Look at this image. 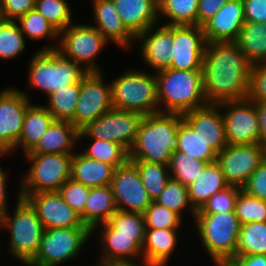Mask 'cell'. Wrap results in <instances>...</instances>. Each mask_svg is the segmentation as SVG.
I'll list each match as a JSON object with an SVG mask.
<instances>
[{"label": "cell", "mask_w": 266, "mask_h": 266, "mask_svg": "<svg viewBox=\"0 0 266 266\" xmlns=\"http://www.w3.org/2000/svg\"><path fill=\"white\" fill-rule=\"evenodd\" d=\"M25 39L28 41H47L40 50H56L59 42V32L36 9L16 20Z\"/></svg>", "instance_id": "cell-32"}, {"label": "cell", "mask_w": 266, "mask_h": 266, "mask_svg": "<svg viewBox=\"0 0 266 266\" xmlns=\"http://www.w3.org/2000/svg\"><path fill=\"white\" fill-rule=\"evenodd\" d=\"M110 83L113 108L138 112L143 116L159 112L155 73L129 67Z\"/></svg>", "instance_id": "cell-6"}, {"label": "cell", "mask_w": 266, "mask_h": 266, "mask_svg": "<svg viewBox=\"0 0 266 266\" xmlns=\"http://www.w3.org/2000/svg\"><path fill=\"white\" fill-rule=\"evenodd\" d=\"M117 210L110 185L92 187L85 204L84 225L92 231L96 226L106 223Z\"/></svg>", "instance_id": "cell-30"}, {"label": "cell", "mask_w": 266, "mask_h": 266, "mask_svg": "<svg viewBox=\"0 0 266 266\" xmlns=\"http://www.w3.org/2000/svg\"><path fill=\"white\" fill-rule=\"evenodd\" d=\"M72 23L59 33L57 51L79 64L85 71L104 72L98 58L110 44L103 35L89 23Z\"/></svg>", "instance_id": "cell-9"}, {"label": "cell", "mask_w": 266, "mask_h": 266, "mask_svg": "<svg viewBox=\"0 0 266 266\" xmlns=\"http://www.w3.org/2000/svg\"><path fill=\"white\" fill-rule=\"evenodd\" d=\"M79 130L70 121L54 120L26 154H73L79 147Z\"/></svg>", "instance_id": "cell-25"}, {"label": "cell", "mask_w": 266, "mask_h": 266, "mask_svg": "<svg viewBox=\"0 0 266 266\" xmlns=\"http://www.w3.org/2000/svg\"><path fill=\"white\" fill-rule=\"evenodd\" d=\"M235 42L252 65L266 62V23L245 22Z\"/></svg>", "instance_id": "cell-33"}, {"label": "cell", "mask_w": 266, "mask_h": 266, "mask_svg": "<svg viewBox=\"0 0 266 266\" xmlns=\"http://www.w3.org/2000/svg\"><path fill=\"white\" fill-rule=\"evenodd\" d=\"M242 190L252 197L266 201V158L252 173Z\"/></svg>", "instance_id": "cell-49"}, {"label": "cell", "mask_w": 266, "mask_h": 266, "mask_svg": "<svg viewBox=\"0 0 266 266\" xmlns=\"http://www.w3.org/2000/svg\"><path fill=\"white\" fill-rule=\"evenodd\" d=\"M251 68L236 42L207 43L202 75L208 104L245 99Z\"/></svg>", "instance_id": "cell-1"}, {"label": "cell", "mask_w": 266, "mask_h": 266, "mask_svg": "<svg viewBox=\"0 0 266 266\" xmlns=\"http://www.w3.org/2000/svg\"><path fill=\"white\" fill-rule=\"evenodd\" d=\"M176 150L192 156L199 161L207 163L217 161L218 153L184 119L178 126Z\"/></svg>", "instance_id": "cell-35"}, {"label": "cell", "mask_w": 266, "mask_h": 266, "mask_svg": "<svg viewBox=\"0 0 266 266\" xmlns=\"http://www.w3.org/2000/svg\"><path fill=\"white\" fill-rule=\"evenodd\" d=\"M64 201L76 211L84 223L85 204L90 194V187L68 179L58 191Z\"/></svg>", "instance_id": "cell-47"}, {"label": "cell", "mask_w": 266, "mask_h": 266, "mask_svg": "<svg viewBox=\"0 0 266 266\" xmlns=\"http://www.w3.org/2000/svg\"><path fill=\"white\" fill-rule=\"evenodd\" d=\"M91 266H150L143 261L140 262H94Z\"/></svg>", "instance_id": "cell-56"}, {"label": "cell", "mask_w": 266, "mask_h": 266, "mask_svg": "<svg viewBox=\"0 0 266 266\" xmlns=\"http://www.w3.org/2000/svg\"><path fill=\"white\" fill-rule=\"evenodd\" d=\"M14 197V209L0 214V231H6L8 237L5 246L7 254L22 266H27L36 256L41 245L44 226L36 211L22 199L20 194V179Z\"/></svg>", "instance_id": "cell-2"}, {"label": "cell", "mask_w": 266, "mask_h": 266, "mask_svg": "<svg viewBox=\"0 0 266 266\" xmlns=\"http://www.w3.org/2000/svg\"><path fill=\"white\" fill-rule=\"evenodd\" d=\"M93 13L90 25L94 26L103 37L116 45L123 52L130 53L135 48V36L123 24L112 0H91ZM94 22V23H93Z\"/></svg>", "instance_id": "cell-20"}, {"label": "cell", "mask_w": 266, "mask_h": 266, "mask_svg": "<svg viewBox=\"0 0 266 266\" xmlns=\"http://www.w3.org/2000/svg\"><path fill=\"white\" fill-rule=\"evenodd\" d=\"M207 40L202 26L173 25L171 46L174 70H202Z\"/></svg>", "instance_id": "cell-17"}, {"label": "cell", "mask_w": 266, "mask_h": 266, "mask_svg": "<svg viewBox=\"0 0 266 266\" xmlns=\"http://www.w3.org/2000/svg\"><path fill=\"white\" fill-rule=\"evenodd\" d=\"M126 28L136 37L159 23L158 0H112Z\"/></svg>", "instance_id": "cell-26"}, {"label": "cell", "mask_w": 266, "mask_h": 266, "mask_svg": "<svg viewBox=\"0 0 266 266\" xmlns=\"http://www.w3.org/2000/svg\"><path fill=\"white\" fill-rule=\"evenodd\" d=\"M31 56L26 67V86L46 97L64 86L79 83L88 73L57 50L38 49Z\"/></svg>", "instance_id": "cell-5"}, {"label": "cell", "mask_w": 266, "mask_h": 266, "mask_svg": "<svg viewBox=\"0 0 266 266\" xmlns=\"http://www.w3.org/2000/svg\"><path fill=\"white\" fill-rule=\"evenodd\" d=\"M29 43L15 20L0 18V60H13L21 56Z\"/></svg>", "instance_id": "cell-39"}, {"label": "cell", "mask_w": 266, "mask_h": 266, "mask_svg": "<svg viewBox=\"0 0 266 266\" xmlns=\"http://www.w3.org/2000/svg\"><path fill=\"white\" fill-rule=\"evenodd\" d=\"M266 254V222L242 224L237 236L235 256Z\"/></svg>", "instance_id": "cell-38"}, {"label": "cell", "mask_w": 266, "mask_h": 266, "mask_svg": "<svg viewBox=\"0 0 266 266\" xmlns=\"http://www.w3.org/2000/svg\"><path fill=\"white\" fill-rule=\"evenodd\" d=\"M246 22L266 23V0H242Z\"/></svg>", "instance_id": "cell-51"}, {"label": "cell", "mask_w": 266, "mask_h": 266, "mask_svg": "<svg viewBox=\"0 0 266 266\" xmlns=\"http://www.w3.org/2000/svg\"><path fill=\"white\" fill-rule=\"evenodd\" d=\"M259 126L261 132V143L266 145V102L257 103Z\"/></svg>", "instance_id": "cell-55"}, {"label": "cell", "mask_w": 266, "mask_h": 266, "mask_svg": "<svg viewBox=\"0 0 266 266\" xmlns=\"http://www.w3.org/2000/svg\"><path fill=\"white\" fill-rule=\"evenodd\" d=\"M159 112L185 113L208 104L202 70L165 69L155 73Z\"/></svg>", "instance_id": "cell-4"}, {"label": "cell", "mask_w": 266, "mask_h": 266, "mask_svg": "<svg viewBox=\"0 0 266 266\" xmlns=\"http://www.w3.org/2000/svg\"><path fill=\"white\" fill-rule=\"evenodd\" d=\"M36 0H0V18L17 20L35 9Z\"/></svg>", "instance_id": "cell-50"}, {"label": "cell", "mask_w": 266, "mask_h": 266, "mask_svg": "<svg viewBox=\"0 0 266 266\" xmlns=\"http://www.w3.org/2000/svg\"><path fill=\"white\" fill-rule=\"evenodd\" d=\"M13 155L10 151L0 149V158H7ZM7 156V157H6ZM8 172V173H7ZM9 171L4 169V167L0 163V214L4 213L6 210L10 208V204L8 202V185L9 184ZM8 187V188H7Z\"/></svg>", "instance_id": "cell-52"}, {"label": "cell", "mask_w": 266, "mask_h": 266, "mask_svg": "<svg viewBox=\"0 0 266 266\" xmlns=\"http://www.w3.org/2000/svg\"><path fill=\"white\" fill-rule=\"evenodd\" d=\"M0 240H1V239H0ZM0 246H2V245H1V242H0ZM2 251L4 252L5 250H2V247H0V257H1ZM0 260H1V258H0Z\"/></svg>", "instance_id": "cell-58"}, {"label": "cell", "mask_w": 266, "mask_h": 266, "mask_svg": "<svg viewBox=\"0 0 266 266\" xmlns=\"http://www.w3.org/2000/svg\"><path fill=\"white\" fill-rule=\"evenodd\" d=\"M198 5L199 0H158L159 23L197 25Z\"/></svg>", "instance_id": "cell-34"}, {"label": "cell", "mask_w": 266, "mask_h": 266, "mask_svg": "<svg viewBox=\"0 0 266 266\" xmlns=\"http://www.w3.org/2000/svg\"><path fill=\"white\" fill-rule=\"evenodd\" d=\"M21 197L36 211L45 230L51 228H88L58 191L21 194Z\"/></svg>", "instance_id": "cell-18"}, {"label": "cell", "mask_w": 266, "mask_h": 266, "mask_svg": "<svg viewBox=\"0 0 266 266\" xmlns=\"http://www.w3.org/2000/svg\"><path fill=\"white\" fill-rule=\"evenodd\" d=\"M70 5L68 0H36L35 9L60 33L75 22Z\"/></svg>", "instance_id": "cell-43"}, {"label": "cell", "mask_w": 266, "mask_h": 266, "mask_svg": "<svg viewBox=\"0 0 266 266\" xmlns=\"http://www.w3.org/2000/svg\"><path fill=\"white\" fill-rule=\"evenodd\" d=\"M181 114L157 112L143 116L136 139L129 150V160L148 161L168 165L176 151Z\"/></svg>", "instance_id": "cell-3"}, {"label": "cell", "mask_w": 266, "mask_h": 266, "mask_svg": "<svg viewBox=\"0 0 266 266\" xmlns=\"http://www.w3.org/2000/svg\"><path fill=\"white\" fill-rule=\"evenodd\" d=\"M172 44L173 25L158 23L135 37V46H139L140 52L137 54L153 73L170 68Z\"/></svg>", "instance_id": "cell-19"}, {"label": "cell", "mask_w": 266, "mask_h": 266, "mask_svg": "<svg viewBox=\"0 0 266 266\" xmlns=\"http://www.w3.org/2000/svg\"><path fill=\"white\" fill-rule=\"evenodd\" d=\"M140 173L145 190L152 201H156L171 179L168 165L148 161H132Z\"/></svg>", "instance_id": "cell-41"}, {"label": "cell", "mask_w": 266, "mask_h": 266, "mask_svg": "<svg viewBox=\"0 0 266 266\" xmlns=\"http://www.w3.org/2000/svg\"><path fill=\"white\" fill-rule=\"evenodd\" d=\"M155 202L177 213L183 220L184 218L188 220L186 218L190 217L192 219L190 225L193 223L197 211L191 205L187 186L181 184L179 181L171 178Z\"/></svg>", "instance_id": "cell-37"}, {"label": "cell", "mask_w": 266, "mask_h": 266, "mask_svg": "<svg viewBox=\"0 0 266 266\" xmlns=\"http://www.w3.org/2000/svg\"><path fill=\"white\" fill-rule=\"evenodd\" d=\"M143 115L112 108L82 130L90 137L118 143L128 151L136 139Z\"/></svg>", "instance_id": "cell-14"}, {"label": "cell", "mask_w": 266, "mask_h": 266, "mask_svg": "<svg viewBox=\"0 0 266 266\" xmlns=\"http://www.w3.org/2000/svg\"><path fill=\"white\" fill-rule=\"evenodd\" d=\"M110 186L118 210L143 214L152 203L137 166L131 160L114 169Z\"/></svg>", "instance_id": "cell-16"}, {"label": "cell", "mask_w": 266, "mask_h": 266, "mask_svg": "<svg viewBox=\"0 0 266 266\" xmlns=\"http://www.w3.org/2000/svg\"><path fill=\"white\" fill-rule=\"evenodd\" d=\"M228 261L233 266H266V254L233 256Z\"/></svg>", "instance_id": "cell-54"}, {"label": "cell", "mask_w": 266, "mask_h": 266, "mask_svg": "<svg viewBox=\"0 0 266 266\" xmlns=\"http://www.w3.org/2000/svg\"><path fill=\"white\" fill-rule=\"evenodd\" d=\"M235 214L241 225L266 222V201L252 197L241 190L236 199Z\"/></svg>", "instance_id": "cell-44"}, {"label": "cell", "mask_w": 266, "mask_h": 266, "mask_svg": "<svg viewBox=\"0 0 266 266\" xmlns=\"http://www.w3.org/2000/svg\"><path fill=\"white\" fill-rule=\"evenodd\" d=\"M228 1L230 0H199L197 25L203 26Z\"/></svg>", "instance_id": "cell-53"}, {"label": "cell", "mask_w": 266, "mask_h": 266, "mask_svg": "<svg viewBox=\"0 0 266 266\" xmlns=\"http://www.w3.org/2000/svg\"><path fill=\"white\" fill-rule=\"evenodd\" d=\"M80 96V82L64 86L51 93L44 106L53 115L54 120L72 121Z\"/></svg>", "instance_id": "cell-36"}, {"label": "cell", "mask_w": 266, "mask_h": 266, "mask_svg": "<svg viewBox=\"0 0 266 266\" xmlns=\"http://www.w3.org/2000/svg\"><path fill=\"white\" fill-rule=\"evenodd\" d=\"M242 188L228 185L215 193L195 214H218L235 211L237 196Z\"/></svg>", "instance_id": "cell-46"}, {"label": "cell", "mask_w": 266, "mask_h": 266, "mask_svg": "<svg viewBox=\"0 0 266 266\" xmlns=\"http://www.w3.org/2000/svg\"><path fill=\"white\" fill-rule=\"evenodd\" d=\"M34 102L26 110L22 134L11 151L12 154H17L18 150H21L23 155L29 152L54 121L53 115L43 104Z\"/></svg>", "instance_id": "cell-28"}, {"label": "cell", "mask_w": 266, "mask_h": 266, "mask_svg": "<svg viewBox=\"0 0 266 266\" xmlns=\"http://www.w3.org/2000/svg\"><path fill=\"white\" fill-rule=\"evenodd\" d=\"M183 119L195 132L220 153L227 145L224 119L219 104H207L185 113Z\"/></svg>", "instance_id": "cell-22"}, {"label": "cell", "mask_w": 266, "mask_h": 266, "mask_svg": "<svg viewBox=\"0 0 266 266\" xmlns=\"http://www.w3.org/2000/svg\"><path fill=\"white\" fill-rule=\"evenodd\" d=\"M146 229H183V220L177 213L166 209L155 201L144 211Z\"/></svg>", "instance_id": "cell-45"}, {"label": "cell", "mask_w": 266, "mask_h": 266, "mask_svg": "<svg viewBox=\"0 0 266 266\" xmlns=\"http://www.w3.org/2000/svg\"><path fill=\"white\" fill-rule=\"evenodd\" d=\"M266 158V145L228 144L217 156L228 185L242 188Z\"/></svg>", "instance_id": "cell-15"}, {"label": "cell", "mask_w": 266, "mask_h": 266, "mask_svg": "<svg viewBox=\"0 0 266 266\" xmlns=\"http://www.w3.org/2000/svg\"><path fill=\"white\" fill-rule=\"evenodd\" d=\"M193 228L191 229V227ZM189 230L197 233V240L210 261L229 260L235 256L237 236L241 224L233 212L195 214Z\"/></svg>", "instance_id": "cell-7"}, {"label": "cell", "mask_w": 266, "mask_h": 266, "mask_svg": "<svg viewBox=\"0 0 266 266\" xmlns=\"http://www.w3.org/2000/svg\"><path fill=\"white\" fill-rule=\"evenodd\" d=\"M107 223L114 229V236L134 237L142 248L146 233L143 214L117 210Z\"/></svg>", "instance_id": "cell-40"}, {"label": "cell", "mask_w": 266, "mask_h": 266, "mask_svg": "<svg viewBox=\"0 0 266 266\" xmlns=\"http://www.w3.org/2000/svg\"><path fill=\"white\" fill-rule=\"evenodd\" d=\"M89 228H51L44 230L35 258L27 266H63L80 260L81 252L92 240ZM89 243V244H87Z\"/></svg>", "instance_id": "cell-10"}, {"label": "cell", "mask_w": 266, "mask_h": 266, "mask_svg": "<svg viewBox=\"0 0 266 266\" xmlns=\"http://www.w3.org/2000/svg\"><path fill=\"white\" fill-rule=\"evenodd\" d=\"M242 0L226 2L202 27L207 43L235 42L245 23Z\"/></svg>", "instance_id": "cell-23"}, {"label": "cell", "mask_w": 266, "mask_h": 266, "mask_svg": "<svg viewBox=\"0 0 266 266\" xmlns=\"http://www.w3.org/2000/svg\"><path fill=\"white\" fill-rule=\"evenodd\" d=\"M207 164L176 150L170 157L168 168L172 179L188 187L200 176Z\"/></svg>", "instance_id": "cell-42"}, {"label": "cell", "mask_w": 266, "mask_h": 266, "mask_svg": "<svg viewBox=\"0 0 266 266\" xmlns=\"http://www.w3.org/2000/svg\"><path fill=\"white\" fill-rule=\"evenodd\" d=\"M180 231L181 229H146L142 246L143 262L150 266H168L177 249L181 248L179 244L183 240L180 235L183 232Z\"/></svg>", "instance_id": "cell-24"}, {"label": "cell", "mask_w": 266, "mask_h": 266, "mask_svg": "<svg viewBox=\"0 0 266 266\" xmlns=\"http://www.w3.org/2000/svg\"><path fill=\"white\" fill-rule=\"evenodd\" d=\"M228 144L261 143L256 103L247 98L219 103Z\"/></svg>", "instance_id": "cell-12"}, {"label": "cell", "mask_w": 266, "mask_h": 266, "mask_svg": "<svg viewBox=\"0 0 266 266\" xmlns=\"http://www.w3.org/2000/svg\"><path fill=\"white\" fill-rule=\"evenodd\" d=\"M26 172L19 177L20 194L59 191L71 178L73 154H24Z\"/></svg>", "instance_id": "cell-8"}, {"label": "cell", "mask_w": 266, "mask_h": 266, "mask_svg": "<svg viewBox=\"0 0 266 266\" xmlns=\"http://www.w3.org/2000/svg\"><path fill=\"white\" fill-rule=\"evenodd\" d=\"M105 72H89L80 81V96L71 123L80 131L113 108L111 83Z\"/></svg>", "instance_id": "cell-11"}, {"label": "cell", "mask_w": 266, "mask_h": 266, "mask_svg": "<svg viewBox=\"0 0 266 266\" xmlns=\"http://www.w3.org/2000/svg\"><path fill=\"white\" fill-rule=\"evenodd\" d=\"M114 167L84 155L80 148L73 153L71 179L90 188L111 185Z\"/></svg>", "instance_id": "cell-27"}, {"label": "cell", "mask_w": 266, "mask_h": 266, "mask_svg": "<svg viewBox=\"0 0 266 266\" xmlns=\"http://www.w3.org/2000/svg\"><path fill=\"white\" fill-rule=\"evenodd\" d=\"M246 98L256 104L266 102V62L252 65Z\"/></svg>", "instance_id": "cell-48"}, {"label": "cell", "mask_w": 266, "mask_h": 266, "mask_svg": "<svg viewBox=\"0 0 266 266\" xmlns=\"http://www.w3.org/2000/svg\"><path fill=\"white\" fill-rule=\"evenodd\" d=\"M29 92L12 85L0 90V149L11 152L16 147L26 110L33 103Z\"/></svg>", "instance_id": "cell-13"}, {"label": "cell", "mask_w": 266, "mask_h": 266, "mask_svg": "<svg viewBox=\"0 0 266 266\" xmlns=\"http://www.w3.org/2000/svg\"><path fill=\"white\" fill-rule=\"evenodd\" d=\"M214 266H233L228 260L224 261H210Z\"/></svg>", "instance_id": "cell-57"}, {"label": "cell", "mask_w": 266, "mask_h": 266, "mask_svg": "<svg viewBox=\"0 0 266 266\" xmlns=\"http://www.w3.org/2000/svg\"><path fill=\"white\" fill-rule=\"evenodd\" d=\"M91 233L92 241L96 238L99 244L97 260L94 262L143 261L142 248L134 241V237L114 236V229L107 222L96 226Z\"/></svg>", "instance_id": "cell-21"}, {"label": "cell", "mask_w": 266, "mask_h": 266, "mask_svg": "<svg viewBox=\"0 0 266 266\" xmlns=\"http://www.w3.org/2000/svg\"><path fill=\"white\" fill-rule=\"evenodd\" d=\"M82 142L84 145H82ZM79 144L78 147L81 148L80 151L84 155L108 163L114 168L125 164L129 160V151L122 145L103 139L90 138L83 130L79 131Z\"/></svg>", "instance_id": "cell-31"}, {"label": "cell", "mask_w": 266, "mask_h": 266, "mask_svg": "<svg viewBox=\"0 0 266 266\" xmlns=\"http://www.w3.org/2000/svg\"><path fill=\"white\" fill-rule=\"evenodd\" d=\"M227 186L220 164L217 161L208 163L200 176L187 187L191 205L196 211L200 210L210 197Z\"/></svg>", "instance_id": "cell-29"}]
</instances>
